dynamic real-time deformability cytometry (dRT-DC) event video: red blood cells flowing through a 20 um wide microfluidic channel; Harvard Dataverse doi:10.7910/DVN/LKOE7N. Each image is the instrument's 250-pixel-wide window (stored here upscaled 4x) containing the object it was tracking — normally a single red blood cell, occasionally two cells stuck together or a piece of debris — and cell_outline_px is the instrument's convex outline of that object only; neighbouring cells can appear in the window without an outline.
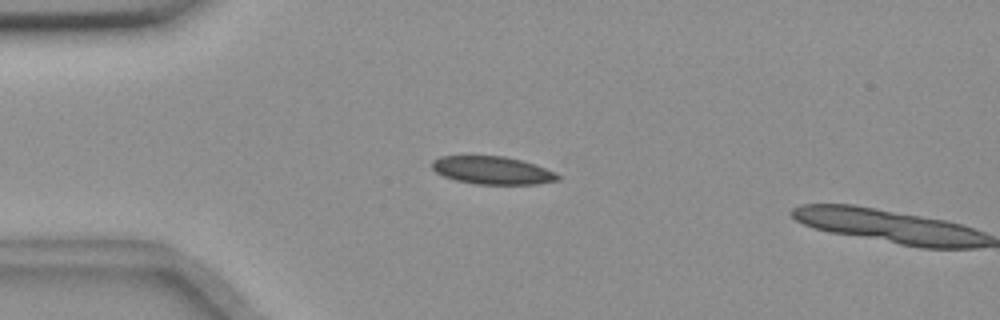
{"species": "common noctule bat (a hibernating species)", "species_latin": "Nyctalus noctula", "temperature_condition": "room temperature", "stored_images_in_passage": 3, "camera_frame_rate_fps": 3000, "um_per_image_px": 0.085, "animal": {"sex": "female", "body_mass_g": 18.4}, "frame": {"image": 1, "passage_image": 2, "time_ms": 2.0, "image_size_px": [1000, 320], "cell_outline_px": [[560, 180], [540, 184], [476, 184], [456, 180], [444, 176], [436, 172], [432, 168], [432, 160], [440, 156], [504, 156], [536, 164], [556, 172], [560, 176]], "centroid_in_image_um": [41.89, 14.48], "position_along_channel_um": 43.1, "area_um2": 20.52}}